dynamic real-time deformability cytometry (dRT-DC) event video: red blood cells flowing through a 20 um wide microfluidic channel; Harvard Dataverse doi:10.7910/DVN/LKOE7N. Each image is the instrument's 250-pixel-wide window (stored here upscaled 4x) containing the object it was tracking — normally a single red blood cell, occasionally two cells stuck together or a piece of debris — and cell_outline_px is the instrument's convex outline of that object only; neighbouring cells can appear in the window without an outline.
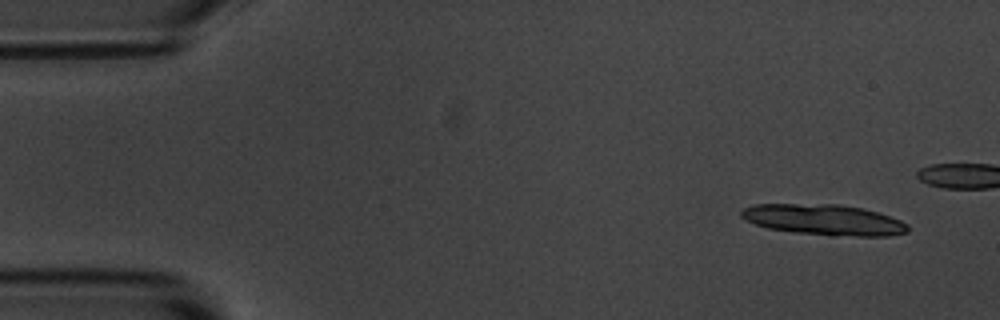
{"species": "common noctule bat (a hibernating species)", "species_latin": "Nyctalus noctula", "temperature_condition": "room temperature", "stored_images_in_passage": 12, "camera_frame_rate_fps": 3000, "um_per_image_px": 0.085, "animal": {"sex": "male", "body_mass_g": 20.1, "forearm_length_mm": 53.5}, "frame": {"image": 1, "passage_image": 1, "time_ms": 0.0, "image_size_px": [1000, 320], "cell_outline_px": [[908, 232], [888, 236], [832, 236], [796, 232], [768, 228], [756, 224], [740, 216], [740, 212], [744, 208], [752, 204], [840, 204], [860, 208], [876, 212], [900, 220], [908, 224]], "centroid_in_image_um": [70.04, 18.68], "position_along_channel_um": 15.0, "area_um2": 29.71}}